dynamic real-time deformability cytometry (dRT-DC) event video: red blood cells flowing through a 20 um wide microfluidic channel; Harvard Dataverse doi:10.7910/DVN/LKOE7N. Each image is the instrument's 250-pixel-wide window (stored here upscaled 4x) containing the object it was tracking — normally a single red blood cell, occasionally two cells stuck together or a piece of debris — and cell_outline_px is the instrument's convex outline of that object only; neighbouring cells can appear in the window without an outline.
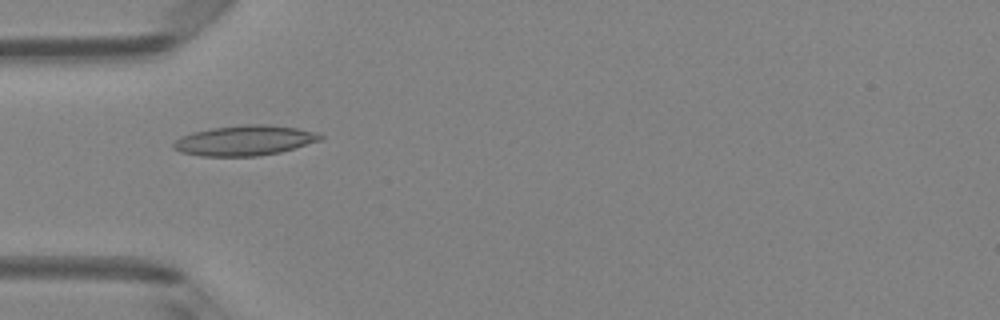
{"species": "Egyptian fruit bat (a non-hibernating species)", "species_latin": "Rousettus aegyptiacus", "temperature_condition": "room temperature", "stored_images_in_passage": 7, "camera_frame_rate_fps": 3000, "um_per_image_px": 0.085, "animal": {"sex": "female"}, "frame": {"image": 1, "passage_image": 3, "time_ms": 0.667, "image_size_px": [1000, 320], "cell_outline_px": [[324, 136], [320, 140], [280, 152], [260, 156], [204, 156], [180, 152], [172, 148], [172, 144], [176, 140], [192, 132], [212, 128], [244, 124], [268, 124], [296, 128], [316, 132]], "centroid_in_image_um": [20.78, 11.94], "position_along_channel_um": 64.2, "area_um2": 25.66}}
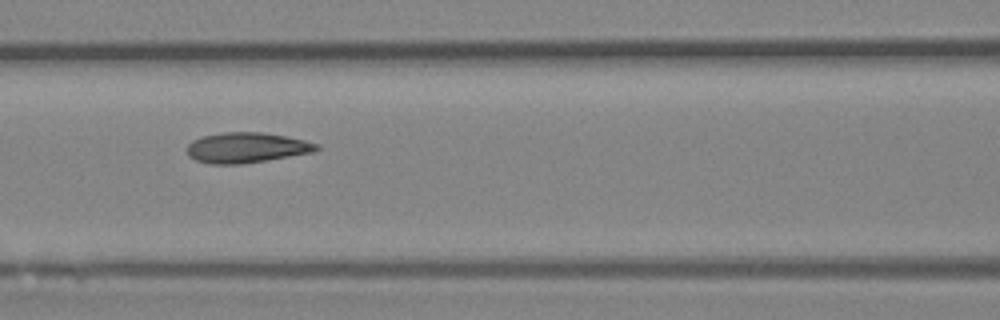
{"frame": {"image": 2, "passage_image": 5, "time_ms": 1.333, "image_size_px": [1000, 320], "cell_outline_px": [[320, 148], [312, 152], [240, 164], [208, 164], [196, 160], [188, 156], [188, 144], [192, 140], [200, 136], [224, 132], [264, 132], [288, 136], [320, 144]], "centroid_in_image_um": [20.93, 12.53], "position_along_channel_um": 145.7, "area_um2": 22.89}}
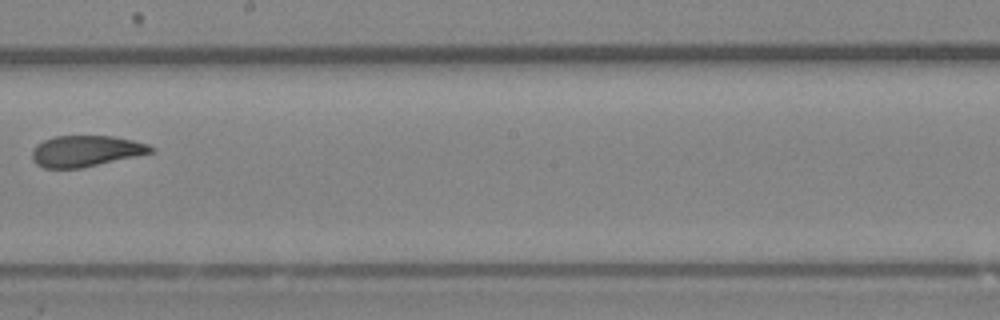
{"frame": {"image": 3, "passage_image": 7, "time_ms": 2.0, "image_size_px": [1000, 320], "cell_outline_px": [[156, 148], [152, 152], [136, 156], [80, 168], [44, 168], [36, 164], [32, 160], [32, 148], [36, 144], [44, 140], [56, 136], [112, 136], [132, 140], [148, 144]], "centroid_in_image_um": [7.26, 12.83], "position_along_channel_um": 240.9, "area_um2": 21.44}}